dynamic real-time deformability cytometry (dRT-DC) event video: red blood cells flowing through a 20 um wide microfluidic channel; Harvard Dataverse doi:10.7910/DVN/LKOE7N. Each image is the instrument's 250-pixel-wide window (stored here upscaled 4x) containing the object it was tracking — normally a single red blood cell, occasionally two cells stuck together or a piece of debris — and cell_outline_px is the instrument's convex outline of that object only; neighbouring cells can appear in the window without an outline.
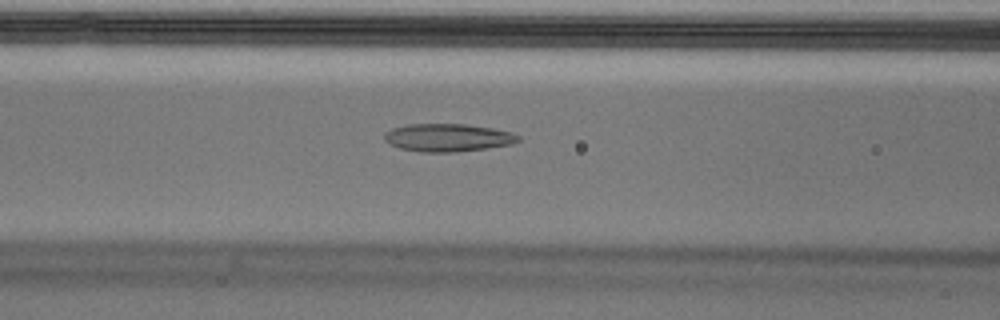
{"species": "Egyptian fruit bat (a non-hibernating species)", "species_latin": "Rousettus aegyptiacus", "temperature_condition": "cold", "stored_images_in_passage": 48, "camera_frame_rate_fps": 3000, "um_per_image_px": 0.085, "animal": {"sex": "male"}, "frame": {"image": 1, "passage_image": 16, "time_ms": 5.0, "image_size_px": [1000, 320], "cell_outline_px": [[520, 140], [512, 144], [456, 152], [420, 152], [400, 148], [388, 144], [384, 140], [384, 132], [392, 128], [408, 124], [464, 124], [492, 128], [512, 132], [520, 136]], "centroid_in_image_um": [38.03, 11.69], "position_along_channel_um": 128.6, "area_um2": 21.79}}
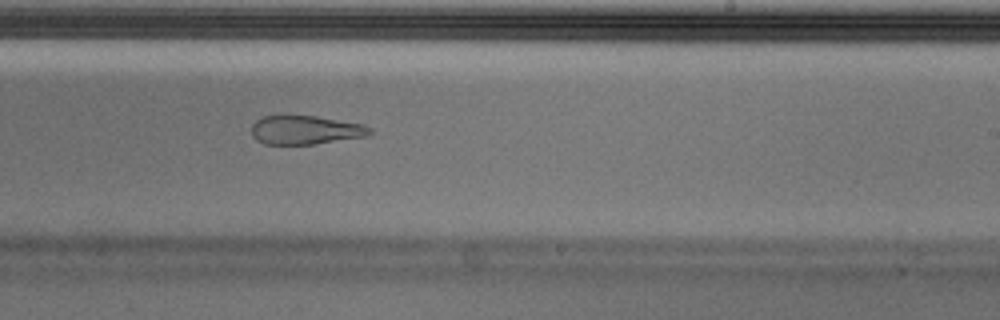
{"frame": {"image": 2, "passage_image": 27, "time_ms": 8.667, "image_size_px": [1000, 320], "cell_outline_px": [[372, 132], [368, 136], [312, 144], [264, 144], [256, 140], [252, 136], [252, 124], [256, 120], [264, 116], [284, 112], [316, 116], [364, 124], [372, 128]], "centroid_in_image_um": [25.92, 11.0], "position_along_channel_um": 263.1, "area_um2": 20.58}}
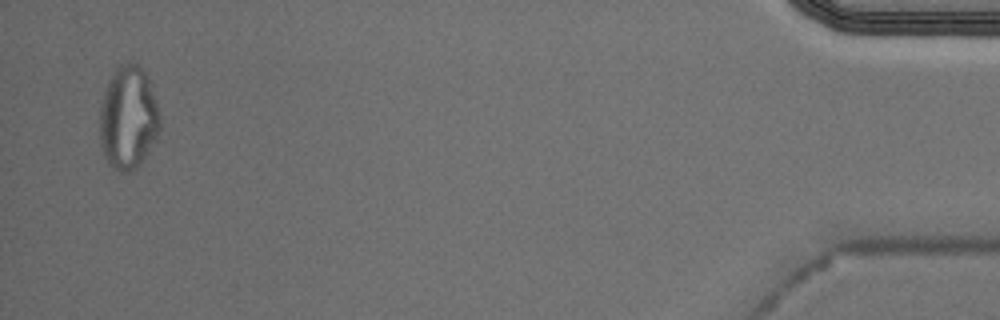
{"frame": {"image": 3, "passage_image": 47, "time_ms": 15.333, "image_size_px": [1000, 320], "cell_outline_px": [[160, 128], [156, 136], [144, 156], [136, 168], [128, 172], [120, 172], [112, 168], [108, 164], [104, 156], [100, 144], [100, 104], [108, 80], [116, 68], [120, 64], [132, 60], [140, 64], [148, 76], [156, 100], [160, 116]], "centroid_in_image_um": [10.88, 9.96], "position_along_channel_um": 424.3, "area_um2": 36.47}, "authors_computed_cell_mechanics": {"area_um2": 22.4842, "velocity_mm_per_s": 3.6676, "shape_relaxation_time_tau1_ms": null, "shape_relaxation_time_tau2_ms": 1.9844, "deformation_change_tau1": null, "deformation_change_tau2": 0.1082}}